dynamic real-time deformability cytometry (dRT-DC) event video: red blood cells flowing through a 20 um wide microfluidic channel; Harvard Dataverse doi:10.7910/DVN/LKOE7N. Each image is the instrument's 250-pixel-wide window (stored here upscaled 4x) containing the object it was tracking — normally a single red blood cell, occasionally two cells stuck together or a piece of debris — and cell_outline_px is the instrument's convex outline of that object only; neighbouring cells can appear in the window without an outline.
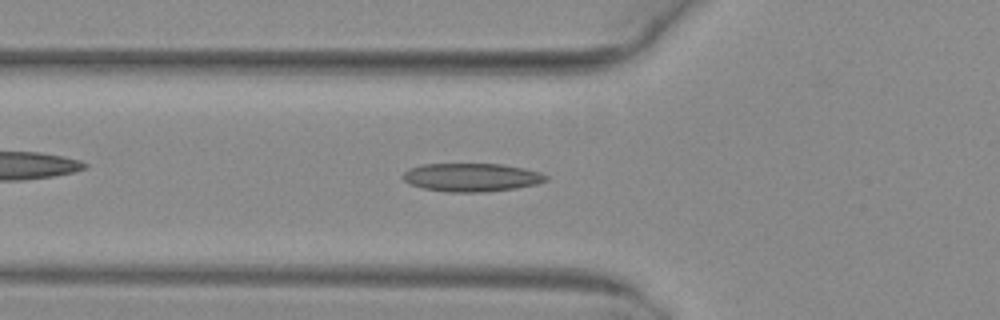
{"species": "common noctule bat (a hibernating species)", "species_latin": "Nyctalus noctula", "temperature_condition": "warm", "stored_images_in_passage": 52, "camera_frame_rate_fps": 3000, "um_per_image_px": 0.085, "animal": {"sex": "female", "body_mass_g": 29.2, "forearm_length_mm": 56.3}, "frame": {"image": 1, "passage_image": 19, "time_ms": 6.0, "image_size_px": [1000, 320], "cell_outline_px": [[548, 180], [536, 184], [516, 188], [488, 192], [448, 192], [424, 188], [412, 184], [404, 180], [404, 172], [412, 168], [424, 164], [504, 164], [524, 168], [540, 172], [548, 176]], "centroid_in_image_um": [40.15, 15.08], "position_along_channel_um": 85.7, "area_um2": 23.47}}
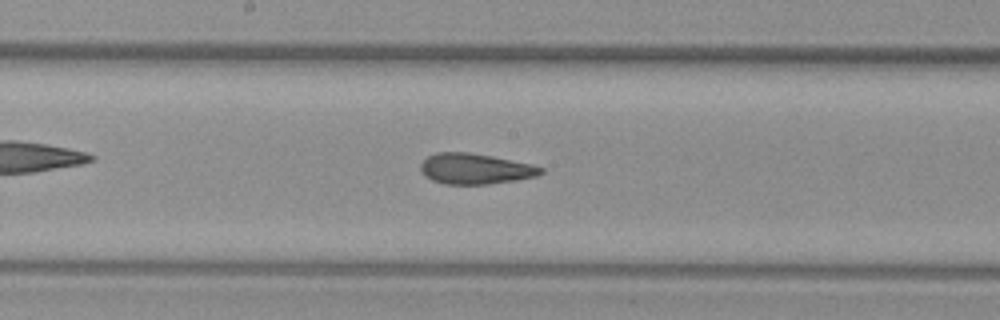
{"frame": {"image": 2, "passage_image": 28, "time_ms": 9.0, "image_size_px": [1000, 320], "cell_outline_px": [[544, 172], [536, 176], [516, 180], [488, 184], [444, 184], [432, 180], [424, 176], [420, 172], [420, 164], [428, 156], [436, 152], [468, 152], [492, 156], [532, 164], [544, 168]], "centroid_in_image_um": [40.37, 14.34], "position_along_channel_um": 207.8, "area_um2": 21.56}}
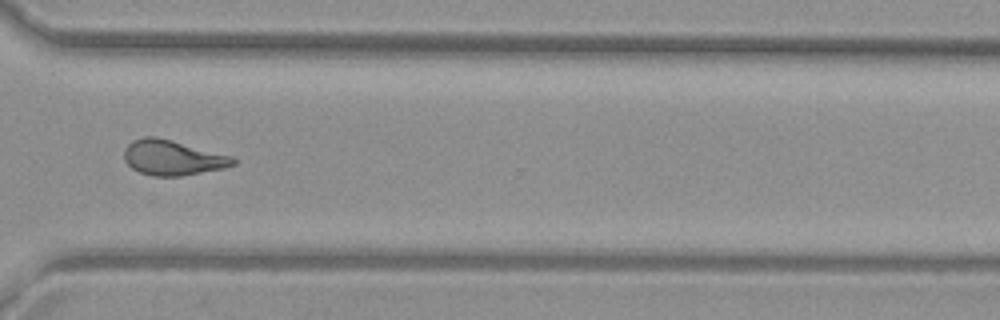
{"frame": {"image": 3, "passage_image": 39, "time_ms": 12.667, "image_size_px": [1000, 320], "cell_outline_px": [[236, 164], [224, 168], [180, 176], [152, 176], [140, 172], [132, 168], [124, 160], [124, 148], [132, 140], [144, 136], [156, 136], [172, 140], [232, 156], [236, 160]], "centroid_in_image_um": [14.65, 13.39], "position_along_channel_um": 356.0, "area_um2": 22.31}, "authors_computed_cell_mechanics": {"area_um2": 22.1952, "velocity_mm_per_s": 4.0446, "shape_relaxation_time_tau1_ms": null, "shape_relaxation_time_tau2_ms": 1.8964, "deformation_change_tau1": null, "deformation_change_tau2": 0.0904}}